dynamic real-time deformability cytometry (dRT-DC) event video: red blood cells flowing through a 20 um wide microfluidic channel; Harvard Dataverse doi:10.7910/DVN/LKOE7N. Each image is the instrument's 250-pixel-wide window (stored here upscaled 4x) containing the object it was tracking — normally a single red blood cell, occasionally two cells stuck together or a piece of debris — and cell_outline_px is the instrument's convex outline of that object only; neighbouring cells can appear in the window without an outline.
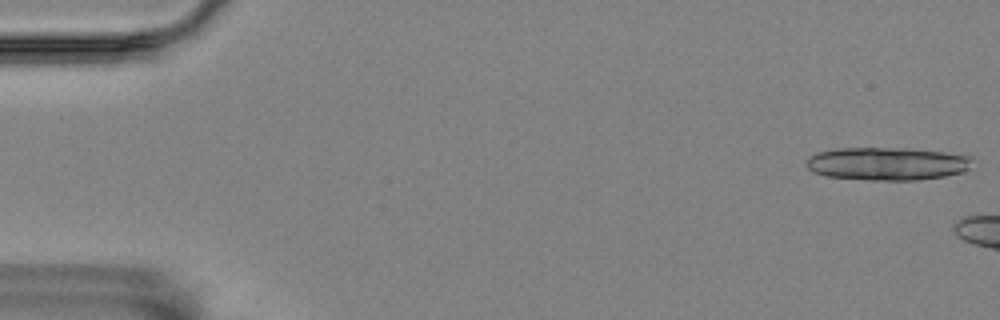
{"species": "Egyptian fruit bat (a non-hibernating species)", "species_latin": "Rousettus aegyptiacus", "temperature_condition": "room temperature", "stored_images_in_passage": 5, "camera_frame_rate_fps": 3000, "um_per_image_px": 0.085, "animal": {"sex": "female"}, "frame": {"image": 1, "passage_image": 1, "time_ms": 0.0, "image_size_px": [1000, 320], "cell_outline_px": [[972, 156], [968, 168], [964, 172], [944, 176], [916, 180], [868, 180], [824, 176], [812, 172], [808, 168], [808, 156], [816, 152], [836, 148], [908, 148], [944, 152]], "centroid_in_image_um": [75.37, 13.91], "position_along_channel_um": 9.6, "area_um2": 32.02}}